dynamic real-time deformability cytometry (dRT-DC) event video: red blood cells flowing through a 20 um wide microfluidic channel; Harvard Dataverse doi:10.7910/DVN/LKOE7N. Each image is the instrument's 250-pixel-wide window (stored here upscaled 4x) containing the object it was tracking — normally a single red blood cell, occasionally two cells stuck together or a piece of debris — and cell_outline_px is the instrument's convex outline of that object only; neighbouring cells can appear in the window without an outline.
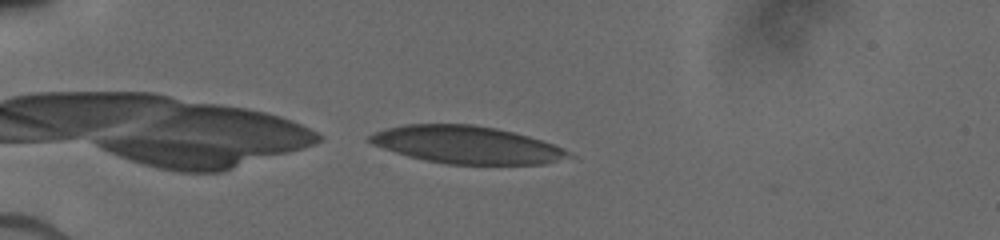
{"species": "human", "species_latin": "Homo sapiens", "temperature_condition": "cold", "stored_images_in_passage": 14, "camera_frame_rate_fps": 3000, "um_per_image_px": 0.085, "donor": {"sex": "male"}, "frame": {"image": 1, "passage_image": 1, "time_ms": 0.0, "image_size_px": [1000, 240], "cell_outline_px": [[576, 156], [544, 164], [448, 164], [408, 156], [372, 144], [368, 140], [368, 136], [384, 128], [404, 124], [472, 124], [496, 128], [528, 136], [564, 148]], "centroid_in_image_um": [39.69, 12.3], "position_along_channel_um": 45.3, "area_um2": 43.23}}
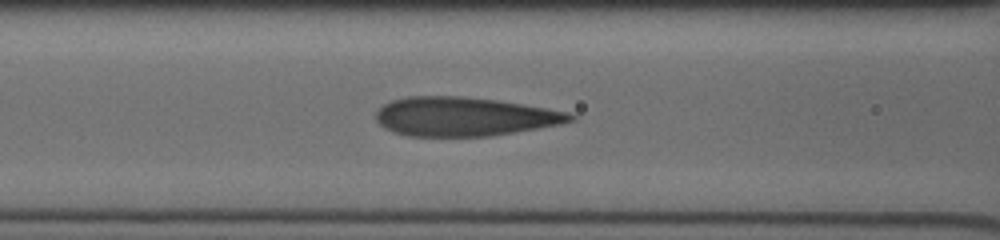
{"frame": {"image": 2, "passage_image": 7, "time_ms": 3.0, "image_size_px": [1000, 240], "cell_outline_px": [[576, 120], [560, 124], [492, 136], [408, 136], [384, 128], [376, 120], [376, 112], [384, 104], [392, 100], [408, 96], [460, 96], [496, 100], [568, 112], [576, 116]], "centroid_in_image_um": [39.45, 9.91], "position_along_channel_um": 127.2, "area_um2": 43.81}}
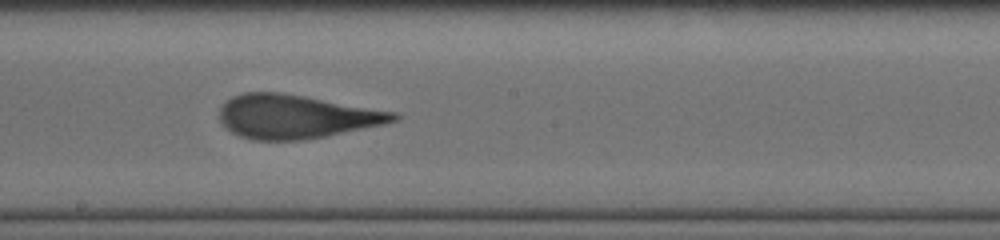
{"frame": {"image": 3, "passage_image": 12, "time_ms": 5.333, "image_size_px": [1000, 240], "cell_outline_px": [[400, 120], [384, 124], [304, 140], [252, 140], [240, 136], [232, 132], [220, 120], [220, 108], [232, 96], [244, 92], [280, 92], [304, 96], [396, 112], [400, 116]], "centroid_in_image_um": [25.16, 9.91], "position_along_channel_um": 223.0, "area_um2": 43.99}}